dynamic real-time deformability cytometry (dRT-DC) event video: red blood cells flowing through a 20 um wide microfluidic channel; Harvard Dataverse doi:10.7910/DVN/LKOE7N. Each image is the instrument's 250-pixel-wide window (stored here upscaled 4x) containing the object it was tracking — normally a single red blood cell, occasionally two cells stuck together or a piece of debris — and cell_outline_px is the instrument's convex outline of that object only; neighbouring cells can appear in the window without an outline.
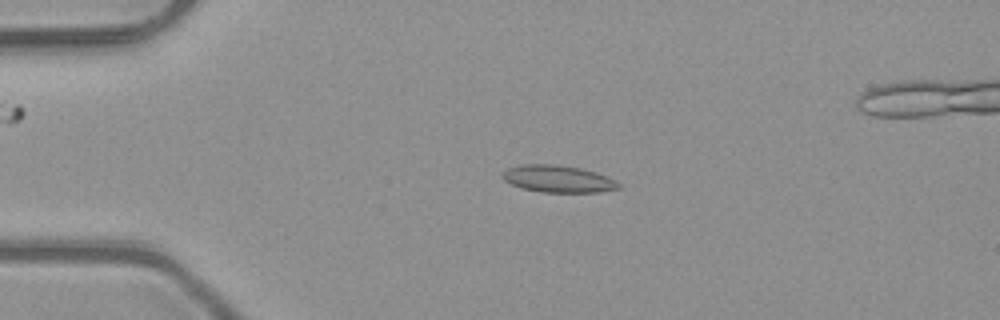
{"species": "common noctule bat (a hibernating species)", "species_latin": "Nyctalus noctula", "temperature_condition": "room temperature", "stored_images_in_passage": 51, "segment_of_instrument_passage": [1, 2], "camera_frame_rate_fps": 3000, "um_per_image_px": 0.085, "animal": {"sex": "male", "body_mass_g": 23.1, "forearm_length_mm": 52.7}, "frame": {"image": 1, "passage_image": 11, "time_ms": 3.333, "image_size_px": [1000, 320], "cell_outline_px": [[620, 188], [600, 192], [540, 192], [520, 188], [504, 180], [500, 176], [500, 172], [508, 168], [520, 164], [556, 164], [580, 168], [596, 172], [620, 184]], "centroid_in_image_um": [47.35, 15.2], "position_along_channel_um": 37.6, "area_um2": 18.38}}
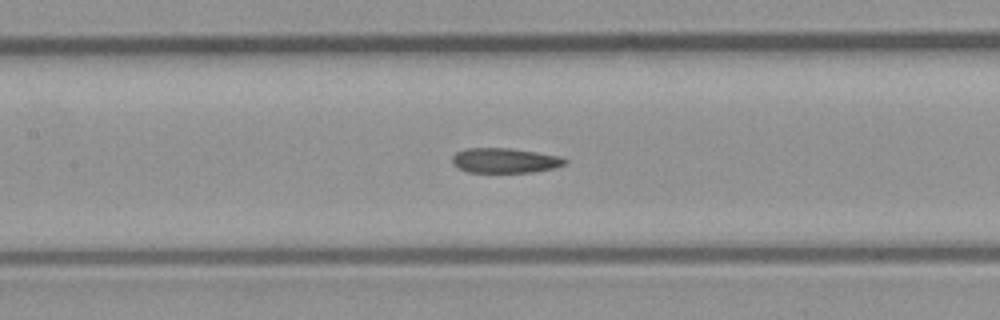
{"frame": {"image": 2, "passage_image": 23, "time_ms": 7.333, "image_size_px": [1000, 320], "cell_outline_px": [[568, 164], [556, 168], [532, 172], [468, 172], [460, 168], [452, 160], [452, 156], [456, 152], [468, 148], [512, 148], [560, 156], [568, 160]], "centroid_in_image_um": [42.99, 13.64], "position_along_channel_um": 164.4, "area_um2": 16.36}}
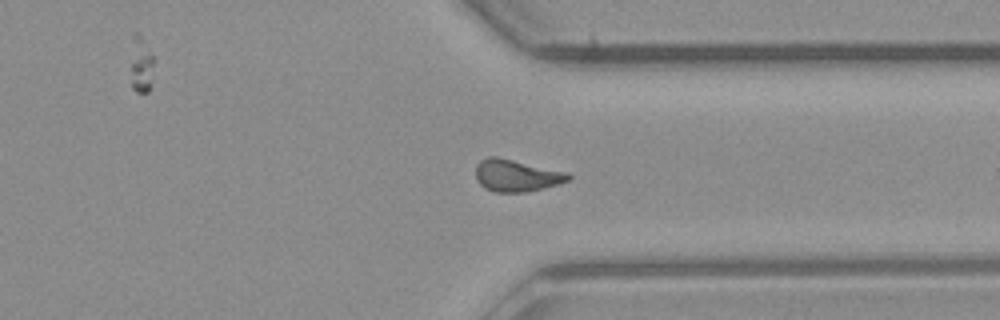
{"frame": {"image": 3, "passage_image": 38, "time_ms": 12.333, "image_size_px": [1000, 320], "cell_outline_px": [[572, 176], [568, 180], [544, 188], [528, 192], [496, 192], [484, 188], [476, 180], [476, 164], [480, 160], [488, 156], [496, 156], [568, 172]], "centroid_in_image_um": [43.87, 14.91], "position_along_channel_um": 367.5, "area_um2": 17.34}}